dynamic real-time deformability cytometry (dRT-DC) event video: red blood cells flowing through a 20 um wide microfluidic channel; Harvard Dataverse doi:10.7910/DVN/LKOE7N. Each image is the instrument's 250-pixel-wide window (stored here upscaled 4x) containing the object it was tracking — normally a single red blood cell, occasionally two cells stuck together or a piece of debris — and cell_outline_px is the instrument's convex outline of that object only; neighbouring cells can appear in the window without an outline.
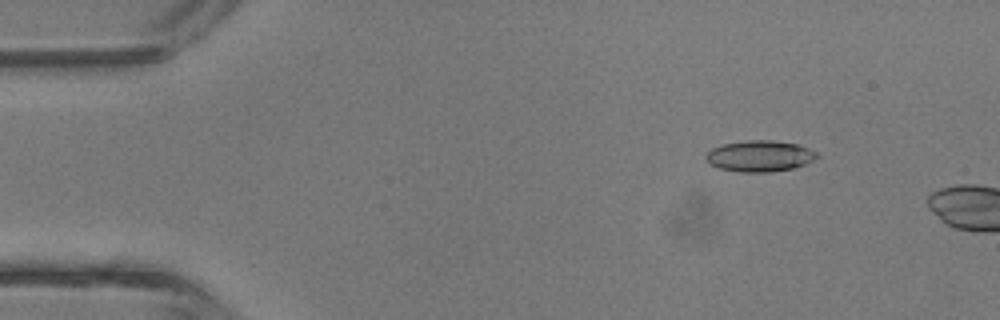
{"species": "common noctule bat (a hibernating species)", "species_latin": "Nyctalus noctula", "temperature_condition": "room temperature", "stored_images_in_passage": 8, "camera_frame_rate_fps": 3000, "um_per_image_px": 0.085, "animal": {"sex": "male", "body_mass_g": 13.3}, "frame": {"image": 1, "passage_image": 5, "time_ms": 1.333, "image_size_px": [1000, 320], "cell_outline_px": [[820, 156], [804, 164], [792, 168], [768, 172], [740, 172], [720, 168], [712, 164], [704, 156], [712, 148], [724, 144], [744, 140], [772, 140], [796, 144], [808, 148], [816, 152]], "centroid_in_image_um": [64.58, 13.25], "position_along_channel_um": 20.4, "area_um2": 19.88}}